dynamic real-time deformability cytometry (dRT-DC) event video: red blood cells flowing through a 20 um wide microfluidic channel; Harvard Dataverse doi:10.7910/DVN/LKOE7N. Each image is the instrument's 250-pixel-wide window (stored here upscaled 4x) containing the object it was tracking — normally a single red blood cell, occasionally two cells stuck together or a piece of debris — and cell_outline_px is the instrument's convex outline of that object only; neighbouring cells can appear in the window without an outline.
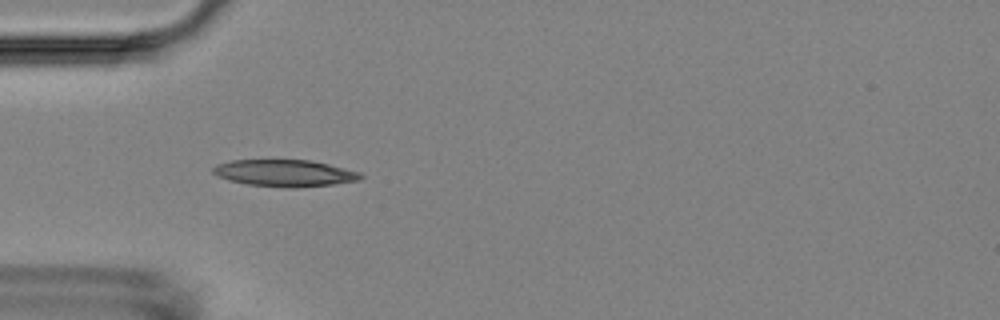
{"species": "Egyptian fruit bat (a non-hibernating species)", "species_latin": "Rousettus aegyptiacus", "temperature_condition": "room temperature", "stored_images_in_passage": 7, "camera_frame_rate_fps": 3000, "um_per_image_px": 0.085, "animal": {"sex": "female"}, "frame": {"image": 1, "passage_image": 4, "time_ms": 4.333, "image_size_px": [1000, 320], "cell_outline_px": [[364, 176], [360, 180], [332, 184], [292, 188], [288, 188], [248, 184], [228, 180], [216, 176], [212, 172], [212, 168], [216, 164], [232, 160], [312, 160], [360, 172]], "centroid_in_image_um": [24.18, 14.71], "position_along_channel_um": 60.8, "area_um2": 23.06}}
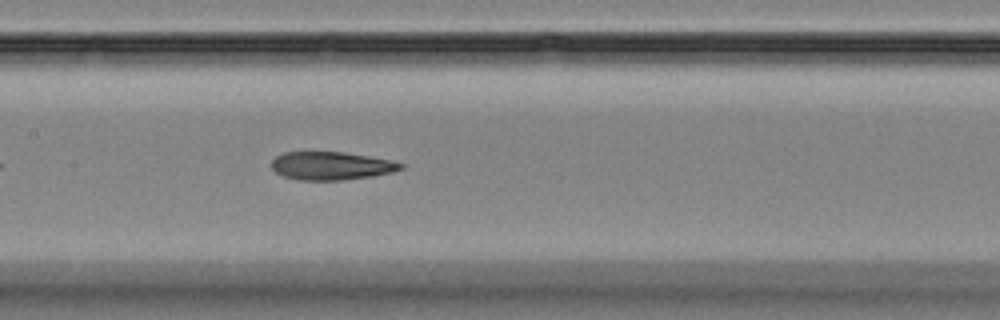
{"frame": {"image": 2, "passage_image": 7, "time_ms": 7.667, "image_size_px": [1000, 320], "cell_outline_px": [[404, 168], [392, 172], [372, 176], [344, 180], [296, 180], [284, 176], [276, 172], [272, 168], [272, 160], [276, 156], [284, 152], [344, 152], [368, 156], [388, 160], [404, 164]], "centroid_in_image_um": [28.14, 14.1], "position_along_channel_um": 179.3, "area_um2": 21.1}}